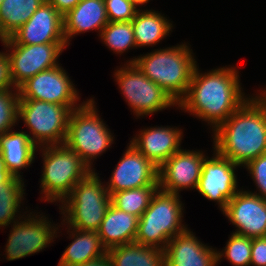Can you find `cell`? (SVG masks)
Returning <instances> with one entry per match:
<instances>
[{
	"label": "cell",
	"mask_w": 266,
	"mask_h": 266,
	"mask_svg": "<svg viewBox=\"0 0 266 266\" xmlns=\"http://www.w3.org/2000/svg\"><path fill=\"white\" fill-rule=\"evenodd\" d=\"M7 48L10 78L15 88L41 71L53 68L67 43L3 44ZM11 51H10V50ZM10 52V53H9Z\"/></svg>",
	"instance_id": "10"
},
{
	"label": "cell",
	"mask_w": 266,
	"mask_h": 266,
	"mask_svg": "<svg viewBox=\"0 0 266 266\" xmlns=\"http://www.w3.org/2000/svg\"><path fill=\"white\" fill-rule=\"evenodd\" d=\"M108 22L104 0H81L63 15V33L67 45H70L72 36L89 30H98L100 36Z\"/></svg>",
	"instance_id": "20"
},
{
	"label": "cell",
	"mask_w": 266,
	"mask_h": 266,
	"mask_svg": "<svg viewBox=\"0 0 266 266\" xmlns=\"http://www.w3.org/2000/svg\"><path fill=\"white\" fill-rule=\"evenodd\" d=\"M95 170L79 181L61 202L62 222L80 231H96L111 204V197ZM66 218V219H65Z\"/></svg>",
	"instance_id": "6"
},
{
	"label": "cell",
	"mask_w": 266,
	"mask_h": 266,
	"mask_svg": "<svg viewBox=\"0 0 266 266\" xmlns=\"http://www.w3.org/2000/svg\"><path fill=\"white\" fill-rule=\"evenodd\" d=\"M182 206L179 194L158 189L139 217L134 242L164 250L172 238L187 229L182 224Z\"/></svg>",
	"instance_id": "4"
},
{
	"label": "cell",
	"mask_w": 266,
	"mask_h": 266,
	"mask_svg": "<svg viewBox=\"0 0 266 266\" xmlns=\"http://www.w3.org/2000/svg\"><path fill=\"white\" fill-rule=\"evenodd\" d=\"M251 265L266 266V236L252 238Z\"/></svg>",
	"instance_id": "34"
},
{
	"label": "cell",
	"mask_w": 266,
	"mask_h": 266,
	"mask_svg": "<svg viewBox=\"0 0 266 266\" xmlns=\"http://www.w3.org/2000/svg\"><path fill=\"white\" fill-rule=\"evenodd\" d=\"M192 49L185 44L176 45L140 55L128 60L148 79L159 85L178 103L187 93L196 62Z\"/></svg>",
	"instance_id": "3"
},
{
	"label": "cell",
	"mask_w": 266,
	"mask_h": 266,
	"mask_svg": "<svg viewBox=\"0 0 266 266\" xmlns=\"http://www.w3.org/2000/svg\"><path fill=\"white\" fill-rule=\"evenodd\" d=\"M95 104L93 99H89L71 111L64 142L90 169L92 160L110 148L114 140L110 129L98 115Z\"/></svg>",
	"instance_id": "7"
},
{
	"label": "cell",
	"mask_w": 266,
	"mask_h": 266,
	"mask_svg": "<svg viewBox=\"0 0 266 266\" xmlns=\"http://www.w3.org/2000/svg\"><path fill=\"white\" fill-rule=\"evenodd\" d=\"M222 213L237 227L234 233L249 238L266 236V199L253 192L239 190Z\"/></svg>",
	"instance_id": "16"
},
{
	"label": "cell",
	"mask_w": 266,
	"mask_h": 266,
	"mask_svg": "<svg viewBox=\"0 0 266 266\" xmlns=\"http://www.w3.org/2000/svg\"><path fill=\"white\" fill-rule=\"evenodd\" d=\"M158 189L159 186H145L109 193L111 204L126 213L140 217Z\"/></svg>",
	"instance_id": "27"
},
{
	"label": "cell",
	"mask_w": 266,
	"mask_h": 266,
	"mask_svg": "<svg viewBox=\"0 0 266 266\" xmlns=\"http://www.w3.org/2000/svg\"><path fill=\"white\" fill-rule=\"evenodd\" d=\"M78 107L80 106L19 99L18 118L30 130L29 138L36 146L61 145L67 136L70 113Z\"/></svg>",
	"instance_id": "8"
},
{
	"label": "cell",
	"mask_w": 266,
	"mask_h": 266,
	"mask_svg": "<svg viewBox=\"0 0 266 266\" xmlns=\"http://www.w3.org/2000/svg\"><path fill=\"white\" fill-rule=\"evenodd\" d=\"M237 67L212 69L204 74L197 66L185 96L177 103L185 110L207 121L215 131L248 97L240 86Z\"/></svg>",
	"instance_id": "1"
},
{
	"label": "cell",
	"mask_w": 266,
	"mask_h": 266,
	"mask_svg": "<svg viewBox=\"0 0 266 266\" xmlns=\"http://www.w3.org/2000/svg\"><path fill=\"white\" fill-rule=\"evenodd\" d=\"M244 167L248 169L259 191L254 194L266 199V153L249 161Z\"/></svg>",
	"instance_id": "33"
},
{
	"label": "cell",
	"mask_w": 266,
	"mask_h": 266,
	"mask_svg": "<svg viewBox=\"0 0 266 266\" xmlns=\"http://www.w3.org/2000/svg\"><path fill=\"white\" fill-rule=\"evenodd\" d=\"M109 22H129L136 16L137 6L131 0H104Z\"/></svg>",
	"instance_id": "32"
},
{
	"label": "cell",
	"mask_w": 266,
	"mask_h": 266,
	"mask_svg": "<svg viewBox=\"0 0 266 266\" xmlns=\"http://www.w3.org/2000/svg\"><path fill=\"white\" fill-rule=\"evenodd\" d=\"M78 266H112L111 260L108 257V254L97 258L92 261H88L87 263L83 265H78Z\"/></svg>",
	"instance_id": "38"
},
{
	"label": "cell",
	"mask_w": 266,
	"mask_h": 266,
	"mask_svg": "<svg viewBox=\"0 0 266 266\" xmlns=\"http://www.w3.org/2000/svg\"><path fill=\"white\" fill-rule=\"evenodd\" d=\"M205 155L202 151L180 149L158 168L159 189L179 194L183 189H196Z\"/></svg>",
	"instance_id": "15"
},
{
	"label": "cell",
	"mask_w": 266,
	"mask_h": 266,
	"mask_svg": "<svg viewBox=\"0 0 266 266\" xmlns=\"http://www.w3.org/2000/svg\"><path fill=\"white\" fill-rule=\"evenodd\" d=\"M68 230L74 240L66 247L58 266L83 265L107 254L96 231H80L72 227H68Z\"/></svg>",
	"instance_id": "23"
},
{
	"label": "cell",
	"mask_w": 266,
	"mask_h": 266,
	"mask_svg": "<svg viewBox=\"0 0 266 266\" xmlns=\"http://www.w3.org/2000/svg\"><path fill=\"white\" fill-rule=\"evenodd\" d=\"M112 266H165L164 250L136 242L107 250Z\"/></svg>",
	"instance_id": "24"
},
{
	"label": "cell",
	"mask_w": 266,
	"mask_h": 266,
	"mask_svg": "<svg viewBox=\"0 0 266 266\" xmlns=\"http://www.w3.org/2000/svg\"><path fill=\"white\" fill-rule=\"evenodd\" d=\"M14 89L10 78L9 59L5 52H0V91Z\"/></svg>",
	"instance_id": "35"
},
{
	"label": "cell",
	"mask_w": 266,
	"mask_h": 266,
	"mask_svg": "<svg viewBox=\"0 0 266 266\" xmlns=\"http://www.w3.org/2000/svg\"><path fill=\"white\" fill-rule=\"evenodd\" d=\"M100 38L109 49L120 55L130 48H137L132 21L108 22L103 27Z\"/></svg>",
	"instance_id": "29"
},
{
	"label": "cell",
	"mask_w": 266,
	"mask_h": 266,
	"mask_svg": "<svg viewBox=\"0 0 266 266\" xmlns=\"http://www.w3.org/2000/svg\"><path fill=\"white\" fill-rule=\"evenodd\" d=\"M136 6L147 4L149 0H131Z\"/></svg>",
	"instance_id": "39"
},
{
	"label": "cell",
	"mask_w": 266,
	"mask_h": 266,
	"mask_svg": "<svg viewBox=\"0 0 266 266\" xmlns=\"http://www.w3.org/2000/svg\"><path fill=\"white\" fill-rule=\"evenodd\" d=\"M46 0H4L0 4V40L9 38Z\"/></svg>",
	"instance_id": "26"
},
{
	"label": "cell",
	"mask_w": 266,
	"mask_h": 266,
	"mask_svg": "<svg viewBox=\"0 0 266 266\" xmlns=\"http://www.w3.org/2000/svg\"><path fill=\"white\" fill-rule=\"evenodd\" d=\"M107 183L109 193L145 186H159L158 167L144 157L131 143Z\"/></svg>",
	"instance_id": "17"
},
{
	"label": "cell",
	"mask_w": 266,
	"mask_h": 266,
	"mask_svg": "<svg viewBox=\"0 0 266 266\" xmlns=\"http://www.w3.org/2000/svg\"><path fill=\"white\" fill-rule=\"evenodd\" d=\"M251 247L252 238L233 232L224 247V252L217 251L218 262L225 256L233 266H250Z\"/></svg>",
	"instance_id": "30"
},
{
	"label": "cell",
	"mask_w": 266,
	"mask_h": 266,
	"mask_svg": "<svg viewBox=\"0 0 266 266\" xmlns=\"http://www.w3.org/2000/svg\"><path fill=\"white\" fill-rule=\"evenodd\" d=\"M59 65L41 71L18 87L20 99L41 100L61 105H79V94Z\"/></svg>",
	"instance_id": "12"
},
{
	"label": "cell",
	"mask_w": 266,
	"mask_h": 266,
	"mask_svg": "<svg viewBox=\"0 0 266 266\" xmlns=\"http://www.w3.org/2000/svg\"><path fill=\"white\" fill-rule=\"evenodd\" d=\"M182 130L174 127L143 129L130 143L158 168L181 147Z\"/></svg>",
	"instance_id": "19"
},
{
	"label": "cell",
	"mask_w": 266,
	"mask_h": 266,
	"mask_svg": "<svg viewBox=\"0 0 266 266\" xmlns=\"http://www.w3.org/2000/svg\"><path fill=\"white\" fill-rule=\"evenodd\" d=\"M12 177L13 175L7 170L3 156L0 153V188Z\"/></svg>",
	"instance_id": "37"
},
{
	"label": "cell",
	"mask_w": 266,
	"mask_h": 266,
	"mask_svg": "<svg viewBox=\"0 0 266 266\" xmlns=\"http://www.w3.org/2000/svg\"><path fill=\"white\" fill-rule=\"evenodd\" d=\"M114 75L126 102L137 117L153 115L177 105L166 91L148 79L133 63L125 64Z\"/></svg>",
	"instance_id": "9"
},
{
	"label": "cell",
	"mask_w": 266,
	"mask_h": 266,
	"mask_svg": "<svg viewBox=\"0 0 266 266\" xmlns=\"http://www.w3.org/2000/svg\"><path fill=\"white\" fill-rule=\"evenodd\" d=\"M169 21L158 11L138 10L132 19L136 47L156 45L167 37L173 27Z\"/></svg>",
	"instance_id": "25"
},
{
	"label": "cell",
	"mask_w": 266,
	"mask_h": 266,
	"mask_svg": "<svg viewBox=\"0 0 266 266\" xmlns=\"http://www.w3.org/2000/svg\"><path fill=\"white\" fill-rule=\"evenodd\" d=\"M3 44L66 43L63 33V16L48 1H44L31 18Z\"/></svg>",
	"instance_id": "14"
},
{
	"label": "cell",
	"mask_w": 266,
	"mask_h": 266,
	"mask_svg": "<svg viewBox=\"0 0 266 266\" xmlns=\"http://www.w3.org/2000/svg\"><path fill=\"white\" fill-rule=\"evenodd\" d=\"M23 180L22 177L13 176L0 188V227L6 228L11 222H16L14 219L20 212L21 201L25 194Z\"/></svg>",
	"instance_id": "28"
},
{
	"label": "cell",
	"mask_w": 266,
	"mask_h": 266,
	"mask_svg": "<svg viewBox=\"0 0 266 266\" xmlns=\"http://www.w3.org/2000/svg\"><path fill=\"white\" fill-rule=\"evenodd\" d=\"M8 131L0 136V153L7 170L21 177L20 170L30 166L35 159L36 146L25 131Z\"/></svg>",
	"instance_id": "22"
},
{
	"label": "cell",
	"mask_w": 266,
	"mask_h": 266,
	"mask_svg": "<svg viewBox=\"0 0 266 266\" xmlns=\"http://www.w3.org/2000/svg\"><path fill=\"white\" fill-rule=\"evenodd\" d=\"M214 149L233 163L245 166L266 153V100L249 96L215 131Z\"/></svg>",
	"instance_id": "2"
},
{
	"label": "cell",
	"mask_w": 266,
	"mask_h": 266,
	"mask_svg": "<svg viewBox=\"0 0 266 266\" xmlns=\"http://www.w3.org/2000/svg\"><path fill=\"white\" fill-rule=\"evenodd\" d=\"M53 5L56 10L63 16L69 10L73 9L81 0H46Z\"/></svg>",
	"instance_id": "36"
},
{
	"label": "cell",
	"mask_w": 266,
	"mask_h": 266,
	"mask_svg": "<svg viewBox=\"0 0 266 266\" xmlns=\"http://www.w3.org/2000/svg\"><path fill=\"white\" fill-rule=\"evenodd\" d=\"M139 217L126 213L110 204L97 234L108 250L135 241Z\"/></svg>",
	"instance_id": "21"
},
{
	"label": "cell",
	"mask_w": 266,
	"mask_h": 266,
	"mask_svg": "<svg viewBox=\"0 0 266 266\" xmlns=\"http://www.w3.org/2000/svg\"><path fill=\"white\" fill-rule=\"evenodd\" d=\"M0 91V136L11 131L18 123L19 91L15 88ZM18 120V121H17ZM17 122V123H16Z\"/></svg>",
	"instance_id": "31"
},
{
	"label": "cell",
	"mask_w": 266,
	"mask_h": 266,
	"mask_svg": "<svg viewBox=\"0 0 266 266\" xmlns=\"http://www.w3.org/2000/svg\"><path fill=\"white\" fill-rule=\"evenodd\" d=\"M213 154L211 159L205 157L203 160L196 190L208 200L217 202L223 212L229 200L239 191L235 169L240 165L220 155L215 149Z\"/></svg>",
	"instance_id": "13"
},
{
	"label": "cell",
	"mask_w": 266,
	"mask_h": 266,
	"mask_svg": "<svg viewBox=\"0 0 266 266\" xmlns=\"http://www.w3.org/2000/svg\"><path fill=\"white\" fill-rule=\"evenodd\" d=\"M262 92L260 93V95L266 100V90L264 89Z\"/></svg>",
	"instance_id": "40"
},
{
	"label": "cell",
	"mask_w": 266,
	"mask_h": 266,
	"mask_svg": "<svg viewBox=\"0 0 266 266\" xmlns=\"http://www.w3.org/2000/svg\"><path fill=\"white\" fill-rule=\"evenodd\" d=\"M165 266H217V249L197 239L188 228L172 238L166 248Z\"/></svg>",
	"instance_id": "18"
},
{
	"label": "cell",
	"mask_w": 266,
	"mask_h": 266,
	"mask_svg": "<svg viewBox=\"0 0 266 266\" xmlns=\"http://www.w3.org/2000/svg\"><path fill=\"white\" fill-rule=\"evenodd\" d=\"M28 215L23 217L24 221L15 222L10 230L5 248L9 261L42 251L54 242L53 238L57 235L58 227L53 226L48 218L42 214L34 216L31 212Z\"/></svg>",
	"instance_id": "11"
},
{
	"label": "cell",
	"mask_w": 266,
	"mask_h": 266,
	"mask_svg": "<svg viewBox=\"0 0 266 266\" xmlns=\"http://www.w3.org/2000/svg\"><path fill=\"white\" fill-rule=\"evenodd\" d=\"M43 157L41 187L44 200L62 202L73 187L94 169L65 144L40 147ZM44 148V149H43Z\"/></svg>",
	"instance_id": "5"
}]
</instances>
